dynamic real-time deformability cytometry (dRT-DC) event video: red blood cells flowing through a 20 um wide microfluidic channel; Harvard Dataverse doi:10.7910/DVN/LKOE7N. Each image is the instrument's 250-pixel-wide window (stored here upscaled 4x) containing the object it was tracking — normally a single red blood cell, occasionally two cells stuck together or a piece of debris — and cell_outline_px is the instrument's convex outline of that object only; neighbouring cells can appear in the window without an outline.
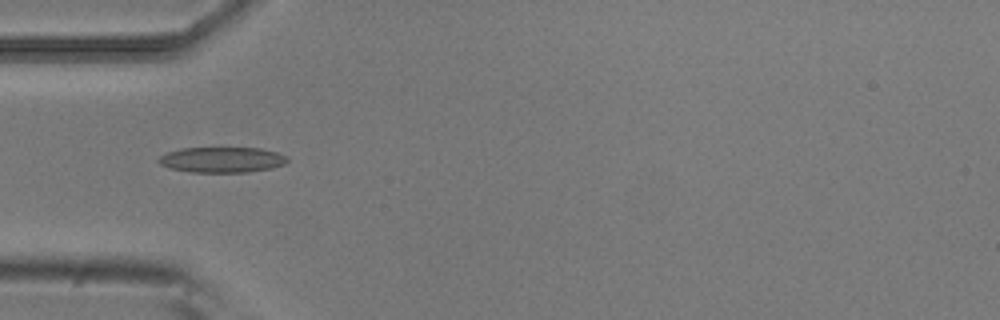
{"species": "common noctule bat (a hibernating species)", "species_latin": "Nyctalus noctula", "temperature_condition": "room temperature", "stored_images_in_passage": 2, "camera_frame_rate_fps": 3000, "um_per_image_px": 0.085, "animal": {"sex": "male", "body_mass_g": 20.5, "forearm_length_mm": 52.5}, "frame": {"image": 1, "passage_image": 2, "time_ms": 0.333, "image_size_px": [1000, 320], "cell_outline_px": [[288, 160], [284, 164], [272, 168], [248, 172], [188, 172], [168, 168], [160, 164], [156, 160], [160, 156], [168, 152], [180, 148], [260, 148], [276, 152], [288, 156]], "centroid_in_image_um": [18.85, 13.58], "position_along_channel_um": 66.2, "area_um2": 19.25}}